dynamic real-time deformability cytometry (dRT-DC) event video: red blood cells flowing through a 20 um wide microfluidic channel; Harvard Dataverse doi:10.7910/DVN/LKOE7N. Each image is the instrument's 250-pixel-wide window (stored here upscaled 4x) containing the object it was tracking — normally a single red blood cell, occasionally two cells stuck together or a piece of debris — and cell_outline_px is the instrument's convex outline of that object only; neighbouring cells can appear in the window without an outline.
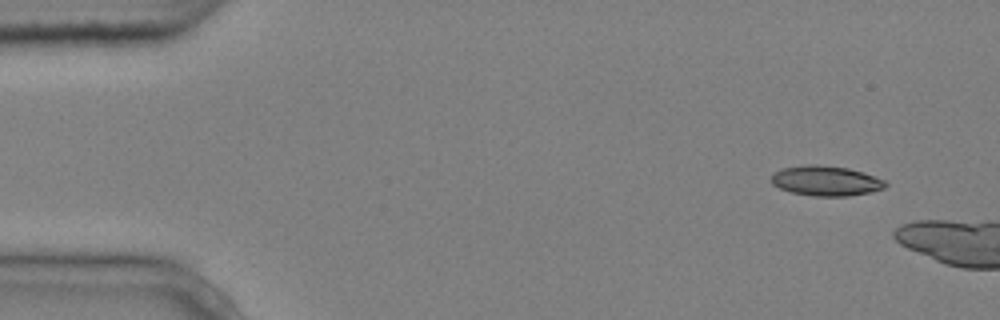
{"species": "common noctule bat (a hibernating species)", "species_latin": "Nyctalus noctula", "temperature_condition": "cold", "stored_images_in_passage": 6, "segment_of_instrument_passage": [2, 2], "camera_frame_rate_fps": 3000, "um_per_image_px": 0.085, "animal": {"sex": "male", "body_mass_g": 20.4}, "frame": {"image": 1, "passage_image": 6, "time_ms": 1.667, "image_size_px": [1000, 320], "cell_outline_px": [[888, 184], [884, 188], [872, 192], [848, 196], [812, 196], [792, 192], [780, 188], [772, 184], [772, 176], [776, 172], [784, 168], [808, 164], [816, 164], [848, 168], [864, 172], [884, 180]], "centroid_in_image_um": [70.24, 15.37], "position_along_channel_um": 14.8, "area_um2": 19.88}}